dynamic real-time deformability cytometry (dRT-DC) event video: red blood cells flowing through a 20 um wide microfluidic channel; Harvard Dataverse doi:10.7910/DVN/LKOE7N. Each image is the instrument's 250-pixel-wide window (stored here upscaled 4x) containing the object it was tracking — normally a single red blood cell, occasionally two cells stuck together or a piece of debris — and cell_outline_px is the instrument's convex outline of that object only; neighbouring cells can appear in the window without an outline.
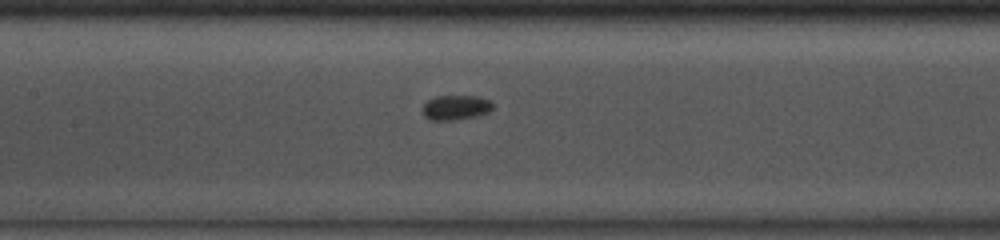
{"species": "common noctule bat (a hibernating species)", "species_latin": "Nyctalus noctula", "temperature_condition": "room temperature", "stored_images_in_passage": 46, "camera_frame_rate_fps": 3000, "um_per_image_px": 0.085, "animal": {"sex": "male", "body_mass_g": 13.0, "forearm_length_mm": 53.1}, "frame": {"image": 1, "passage_image": 20, "time_ms": 6.333, "image_size_px": [1000, 240], "cell_outline_px": [[492, 108], [488, 112], [480, 116], [452, 120], [428, 120], [424, 116], [424, 104], [428, 100], [436, 96], [480, 96], [488, 100], [492, 104]], "centroid_in_image_um": [38.75, 9.14], "position_along_channel_um": 168.7, "area_um2": 10.12}}
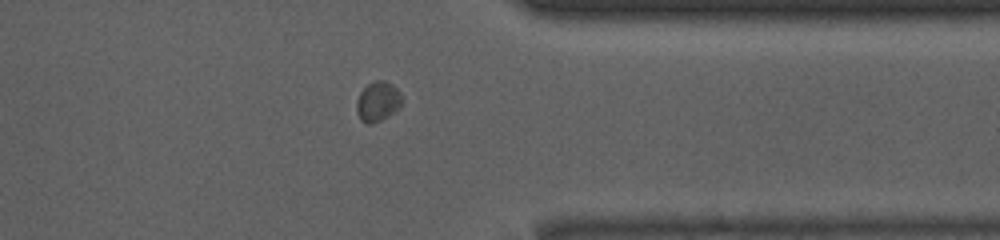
{"frame": {"image": 2, "passage_image": 36, "time_ms": 11.667, "image_size_px": [1000, 240], "cell_outline_px": [[404, 100], [400, 108], [396, 112], [380, 120], [368, 124], [360, 120], [356, 112], [356, 100], [360, 92], [368, 84], [376, 80], [384, 80], [392, 84], [400, 92]], "centroid_in_image_um": [32.13, 8.63], "position_along_channel_um": 379.3, "area_um2": 10.75}}
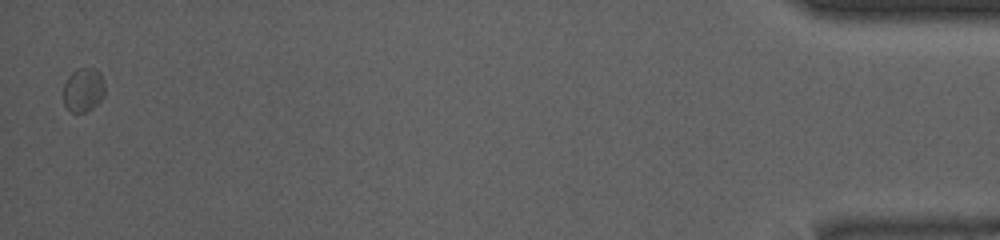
{"frame": {"image": 3, "passage_image": 46, "time_ms": 15.0, "image_size_px": [1000, 240], "cell_outline_px": [[104, 96], [92, 108], [84, 112], [72, 112], [64, 108], [64, 84], [68, 76], [72, 72], [80, 68], [96, 68], [100, 72], [104, 84]], "centroid_in_image_um": [7.08, 7.63], "position_along_channel_um": 428.1, "area_um2": 10.64}}